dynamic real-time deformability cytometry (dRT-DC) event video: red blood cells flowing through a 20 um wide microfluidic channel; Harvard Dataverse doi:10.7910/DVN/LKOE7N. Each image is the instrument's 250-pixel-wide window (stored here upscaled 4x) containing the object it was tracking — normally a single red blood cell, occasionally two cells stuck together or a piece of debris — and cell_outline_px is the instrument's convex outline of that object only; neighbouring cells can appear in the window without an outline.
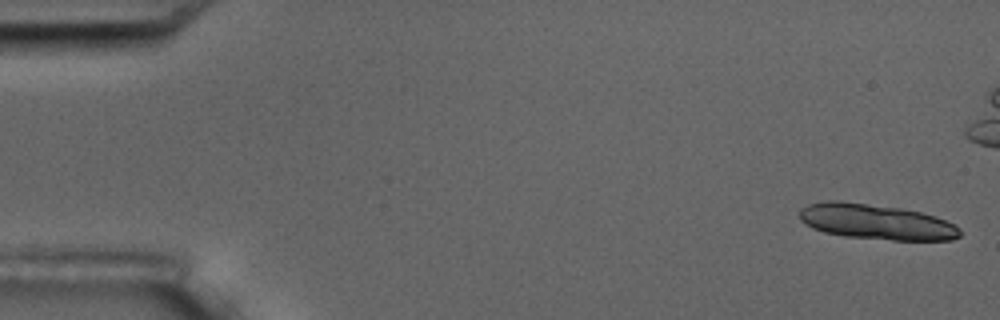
{"species": "common noctule bat (a hibernating species)", "species_latin": "Nyctalus noctula", "temperature_condition": "room temperature", "stored_images_in_passage": 7, "camera_frame_rate_fps": 3000, "um_per_image_px": 0.085, "animal": {"sex": "male", "body_mass_g": 17.5, "forearm_length_mm": 52.3}, "frame": {"image": 1, "passage_image": 1, "time_ms": 0.0, "image_size_px": [1000, 320], "cell_outline_px": [[960, 236], [952, 240], [892, 240], [844, 236], [824, 232], [812, 228], [804, 224], [800, 220], [800, 208], [808, 204], [828, 200], [840, 200], [900, 208], [920, 212], [936, 216], [960, 228]], "centroid_in_image_um": [74.44, 18.85], "position_along_channel_um": 10.6, "area_um2": 33.12}}